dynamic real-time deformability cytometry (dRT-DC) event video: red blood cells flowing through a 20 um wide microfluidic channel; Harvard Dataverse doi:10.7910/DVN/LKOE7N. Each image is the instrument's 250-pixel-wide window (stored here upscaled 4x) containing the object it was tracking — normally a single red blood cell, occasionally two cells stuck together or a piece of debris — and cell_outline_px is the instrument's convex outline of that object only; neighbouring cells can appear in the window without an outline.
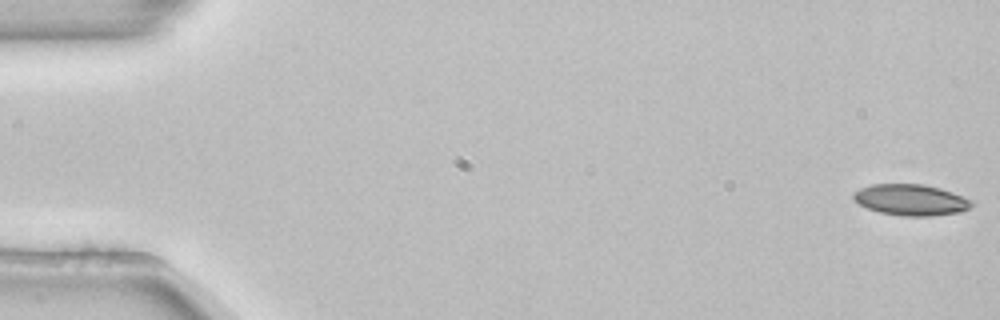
{"species": "common noctule bat (a hibernating species)", "species_latin": "Nyctalus noctula", "temperature_condition": "room temperature", "stored_images_in_passage": 54, "camera_frame_rate_fps": 3000, "um_per_image_px": 0.085, "animal": {"sex": "female", "body_mass_g": 22.7, "forearm_length_mm": 54.2}, "frame": {"image": 1, "passage_image": 1, "time_ms": 0.0, "image_size_px": [1000, 320], "cell_outline_px": [[972, 204], [968, 208], [960, 212], [932, 216], [900, 216], [880, 212], [868, 208], [852, 200], [852, 192], [860, 188], [872, 184], [924, 184], [940, 188], [952, 192], [972, 200]], "centroid_in_image_um": [77.39, 16.98], "position_along_channel_um": 7.6, "area_um2": 21.5}}
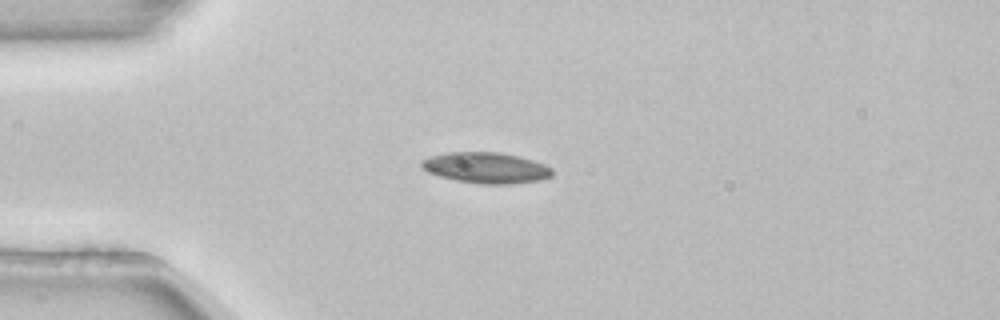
{"frame": {"image": 2, "passage_image": 14, "time_ms": 4.333, "image_size_px": [1000, 320], "cell_outline_px": [[552, 176], [540, 180], [512, 184], [484, 184], [456, 180], [440, 176], [428, 172], [420, 164], [420, 160], [432, 156], [448, 152], [500, 152], [520, 156], [544, 164], [552, 168]], "centroid_in_image_um": [41.33, 14.26], "position_along_channel_um": 43.7, "area_um2": 23.47}}
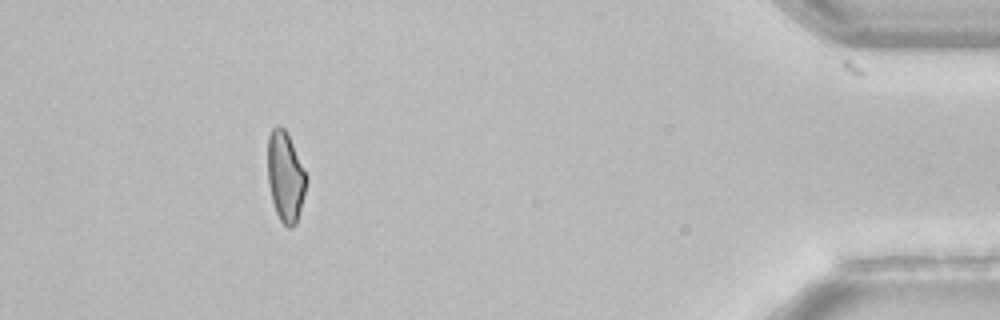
{"frame": {"image": 3, "passage_image": 49, "time_ms": 16.0, "image_size_px": [1000, 320], "cell_outline_px": [[308, 180], [296, 224], [292, 228], [288, 228], [280, 220], [276, 212], [272, 200], [268, 180], [268, 136], [272, 128], [276, 124], [280, 124], [284, 128], [308, 176]], "centroid_in_image_um": [24.26, 15.01], "position_along_channel_um": 410.9, "area_um2": 20.23}, "authors_computed_cell_mechanics": {"area_um2": 21.7906, "velocity_mm_per_s": 3.8661, "shape_relaxation_time_tau1_ms": 7.5313, "shape_relaxation_time_tau2_ms": null, "deformation_change_tau1": 0.1407, "deformation_change_tau2": null}}